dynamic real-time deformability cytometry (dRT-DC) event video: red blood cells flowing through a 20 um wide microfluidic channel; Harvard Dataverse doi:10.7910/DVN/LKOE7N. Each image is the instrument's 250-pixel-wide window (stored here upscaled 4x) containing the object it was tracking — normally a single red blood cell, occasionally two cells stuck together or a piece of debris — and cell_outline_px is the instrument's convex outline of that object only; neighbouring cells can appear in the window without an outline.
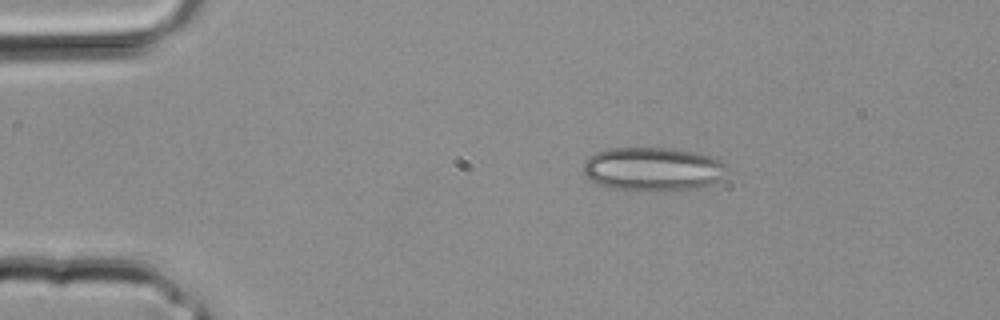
{"species": "common noctule bat (a hibernating species)", "species_latin": "Nyctalus noctula", "temperature_condition": "room temperature", "stored_images_in_passage": 32, "camera_frame_rate_fps": 3000, "um_per_image_px": 0.085, "animal": {"sex": "male", "body_mass_g": 20.4}, "frame": {"image": 1, "passage_image": 4, "time_ms": 1.0, "image_size_px": [1000, 320], "cell_outline_px": [[728, 168], [724, 176], [720, 180], [712, 184], [700, 188], [664, 192], [632, 192], [608, 188], [588, 180], [584, 172], [584, 160], [588, 156], [596, 152], [608, 148], [672, 148], [696, 152], [716, 156]], "centroid_in_image_um": [55.5, 14.4], "position_along_channel_um": 29.5, "area_um2": 37.97}}
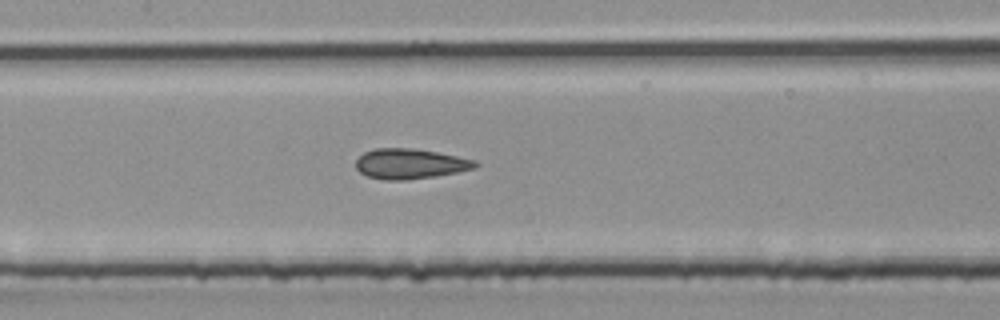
{"frame": {"image": 2, "passage_image": 14, "time_ms": 4.333, "image_size_px": [1000, 320], "cell_outline_px": [[480, 164], [476, 168], [436, 176], [404, 180], [384, 180], [368, 176], [360, 172], [356, 168], [356, 160], [364, 152], [376, 148], [412, 148], [436, 152], [476, 160]], "centroid_in_image_um": [34.86, 13.92], "position_along_channel_um": 172.5, "area_um2": 20.92}}
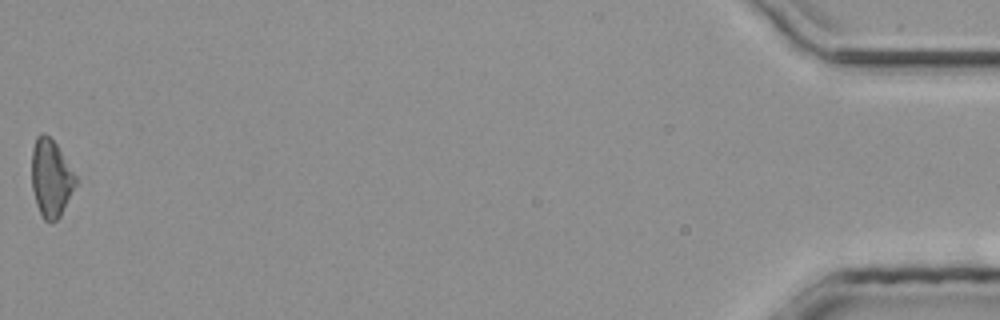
{"frame": {"image": 3, "passage_image": 32, "time_ms": 10.333, "image_size_px": [1000, 320], "cell_outline_px": [[76, 184], [60, 216], [56, 220], [44, 220], [36, 204], [32, 188], [32, 148], [36, 136], [40, 132], [44, 132], [56, 144], [76, 176]], "centroid_in_image_um": [4.31, 15.11], "position_along_channel_um": 430.9, "area_um2": 19.54}}